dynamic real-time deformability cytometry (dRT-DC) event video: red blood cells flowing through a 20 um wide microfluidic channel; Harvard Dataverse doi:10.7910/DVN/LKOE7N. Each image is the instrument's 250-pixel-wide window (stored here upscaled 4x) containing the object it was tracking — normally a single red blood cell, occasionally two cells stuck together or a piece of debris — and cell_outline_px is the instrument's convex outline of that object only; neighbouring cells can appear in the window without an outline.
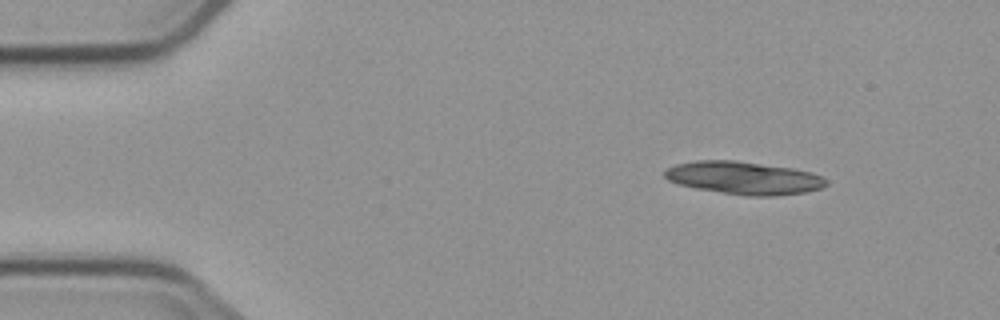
{"species": "common noctule bat (a hibernating species)", "species_latin": "Nyctalus noctula", "temperature_condition": "cold", "stored_images_in_passage": 3, "camera_frame_rate_fps": 3000, "um_per_image_px": 0.085, "animal": {"sex": "male", "body_mass_g": 23.1, "forearm_length_mm": 52.7}, "frame": {"image": 1, "passage_image": 1, "time_ms": 0.0, "image_size_px": [1000, 320], "cell_outline_px": [[828, 184], [820, 188], [804, 192], [776, 196], [752, 196], [696, 188], [680, 184], [668, 180], [664, 176], [664, 172], [668, 168], [676, 164], [696, 160], [732, 160], [792, 168], [812, 172], [828, 180]], "centroid_in_image_um": [63.24, 15.12], "position_along_channel_um": 21.8, "area_um2": 30.52}}